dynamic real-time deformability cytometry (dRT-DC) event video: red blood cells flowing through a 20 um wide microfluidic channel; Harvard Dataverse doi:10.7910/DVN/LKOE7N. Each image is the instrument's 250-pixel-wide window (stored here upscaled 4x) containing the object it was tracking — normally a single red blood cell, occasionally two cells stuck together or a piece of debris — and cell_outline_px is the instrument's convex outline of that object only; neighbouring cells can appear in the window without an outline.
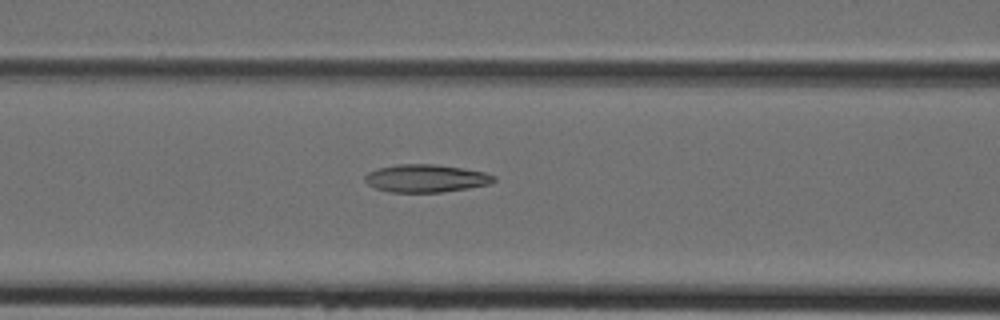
{"species": "Egyptian fruit bat (a non-hibernating species)", "species_latin": "Rousettus aegyptiacus", "temperature_condition": "cold", "stored_images_in_passage": 24, "camera_frame_rate_fps": 3000, "um_per_image_px": 0.085, "animal": {"sex": "female"}, "frame": {"image": 1, "passage_image": 6, "time_ms": 1.667, "image_size_px": [1000, 320], "cell_outline_px": [[496, 180], [492, 184], [468, 188], [440, 192], [388, 192], [376, 188], [368, 184], [364, 180], [364, 176], [368, 172], [380, 168], [396, 164], [436, 164], [484, 172], [496, 176]], "centroid_in_image_um": [36.21, 15.16], "position_along_channel_um": 130.4, "area_um2": 20.87}}
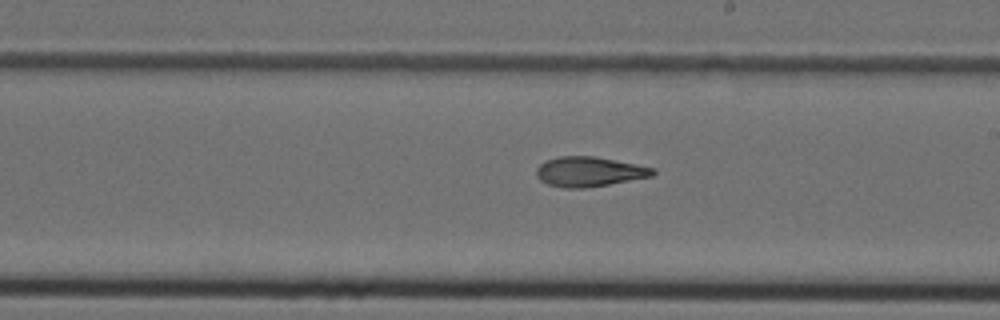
{"frame": {"image": 2, "passage_image": 13, "time_ms": 4.0, "image_size_px": [1000, 320], "cell_outline_px": [[656, 172], [652, 176], [608, 184], [584, 188], [564, 188], [548, 184], [540, 180], [536, 176], [536, 168], [540, 164], [548, 160], [560, 156], [596, 156], [656, 168]], "centroid_in_image_um": [50.08, 14.59], "position_along_channel_um": 238.9, "area_um2": 20.17}}
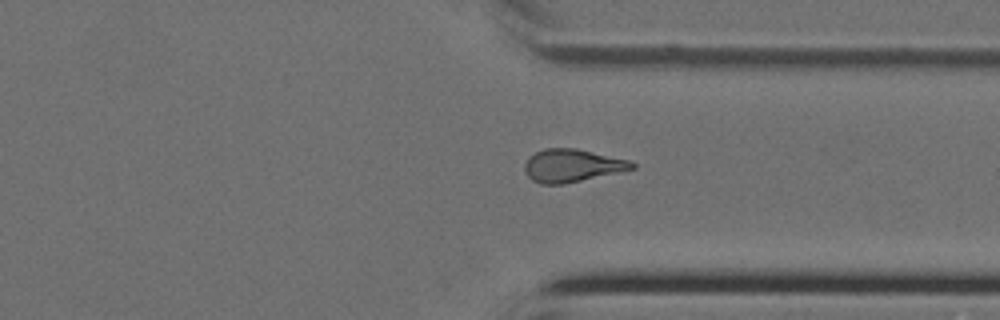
{"frame": {"image": 3, "passage_image": 21, "time_ms": 6.667, "image_size_px": [1000, 320], "cell_outline_px": [[636, 168], [564, 184], [540, 184], [532, 180], [528, 176], [524, 168], [524, 164], [528, 156], [544, 148], [576, 148], [632, 160], [636, 164]], "centroid_in_image_um": [48.63, 14.06], "position_along_channel_um": 362.8, "area_um2": 20.69}}